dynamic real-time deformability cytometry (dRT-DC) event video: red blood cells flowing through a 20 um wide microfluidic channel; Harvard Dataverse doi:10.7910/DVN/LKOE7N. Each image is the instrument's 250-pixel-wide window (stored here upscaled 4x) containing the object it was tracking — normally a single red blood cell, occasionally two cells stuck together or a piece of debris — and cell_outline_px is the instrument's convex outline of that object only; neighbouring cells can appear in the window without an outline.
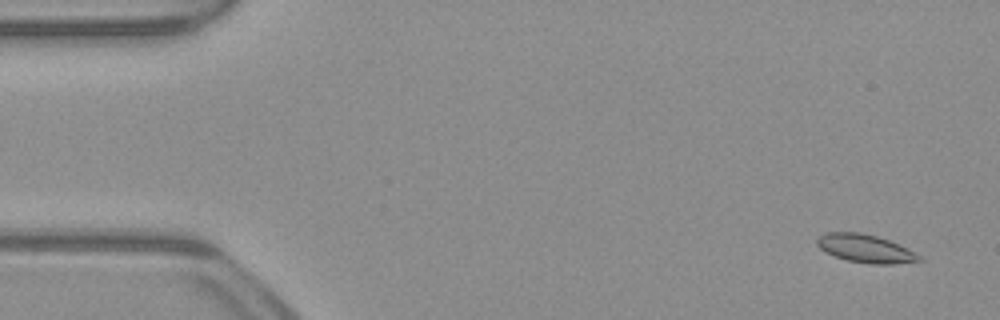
{"species": "common noctule bat (a hibernating species)", "species_latin": "Nyctalus noctula", "temperature_condition": "warm", "stored_images_in_passage": 53, "camera_frame_rate_fps": 3000, "um_per_image_px": 0.085, "animal": {"sex": "male", "body_mass_g": 23.1, "forearm_length_mm": 52.7}, "frame": {"image": 1, "passage_image": 3, "time_ms": 0.667, "image_size_px": [1000, 320], "cell_outline_px": [[924, 260], [892, 264], [872, 264], [848, 260], [824, 252], [816, 244], [816, 240], [820, 236], [828, 232], [860, 232], [876, 236], [888, 240], [920, 256]], "centroid_in_image_um": [73.5, 21.12], "position_along_channel_um": 11.5, "area_um2": 16.36}}
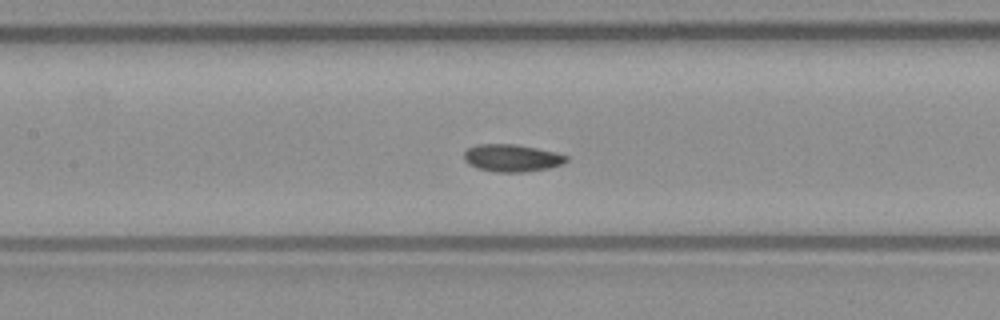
{"frame": {"image": 2, "passage_image": 24, "time_ms": 7.667, "image_size_px": [1000, 320], "cell_outline_px": [[568, 160], [564, 164], [548, 168], [528, 172], [496, 172], [476, 168], [468, 164], [464, 160], [464, 152], [468, 148], [476, 144], [516, 144], [556, 152], [568, 156]], "centroid_in_image_um": [43.51, 13.43], "position_along_channel_um": 163.9, "area_um2": 16.53}}
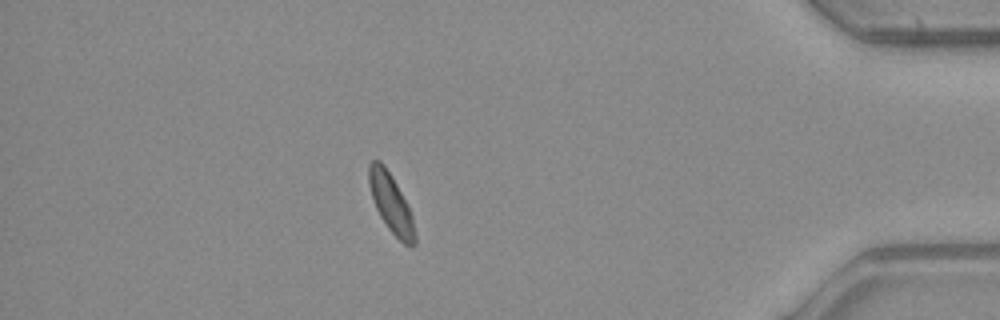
{"frame": {"image": 3, "passage_image": 46, "time_ms": 15.0, "image_size_px": [1000, 320], "cell_outline_px": [[416, 244], [404, 244], [388, 228], [380, 216], [376, 208], [368, 184], [368, 164], [372, 160], [380, 160], [384, 164], [408, 204], [412, 216], [416, 236]], "centroid_in_image_um": [33.22, 17.24], "position_along_channel_um": 402.0, "area_um2": 15.61}, "authors_computed_cell_mechanics": {"area_um2": 16.1262, "velocity_mm_per_s": 3.9295, "shape_relaxation_time_tau1_ms": 2.3887, "shape_relaxation_time_tau2_ms": 3.0086, "deformation_change_tau1": 0.0776, "deformation_change_tau2": 0.0624}}